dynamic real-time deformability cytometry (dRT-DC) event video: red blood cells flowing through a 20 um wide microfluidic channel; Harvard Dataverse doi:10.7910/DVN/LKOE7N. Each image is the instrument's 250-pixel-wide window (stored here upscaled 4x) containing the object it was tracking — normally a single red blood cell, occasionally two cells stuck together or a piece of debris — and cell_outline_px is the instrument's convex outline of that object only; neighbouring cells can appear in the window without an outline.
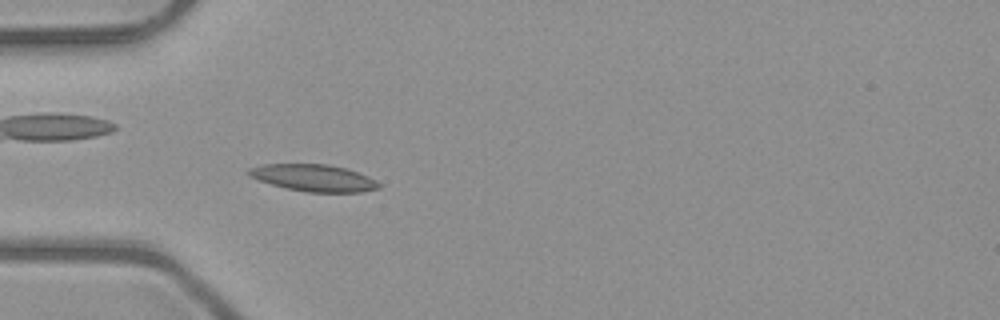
{"species": "common noctule bat (a hibernating species)", "species_latin": "Nyctalus noctula", "temperature_condition": "room temperature", "stored_images_in_passage": 52, "camera_frame_rate_fps": 3000, "um_per_image_px": 0.085, "animal": {"sex": "male", "body_mass_g": 23.1, "forearm_length_mm": 52.7}, "frame": {"image": 1, "passage_image": 16, "time_ms": 5.0, "image_size_px": [1000, 320], "cell_outline_px": [[380, 188], [360, 192], [304, 192], [272, 184], [260, 180], [244, 172], [248, 168], [260, 164], [328, 164], [344, 168], [368, 176], [376, 180], [380, 184]], "centroid_in_image_um": [26.65, 15.11], "position_along_channel_um": 58.4, "area_um2": 20.29}}
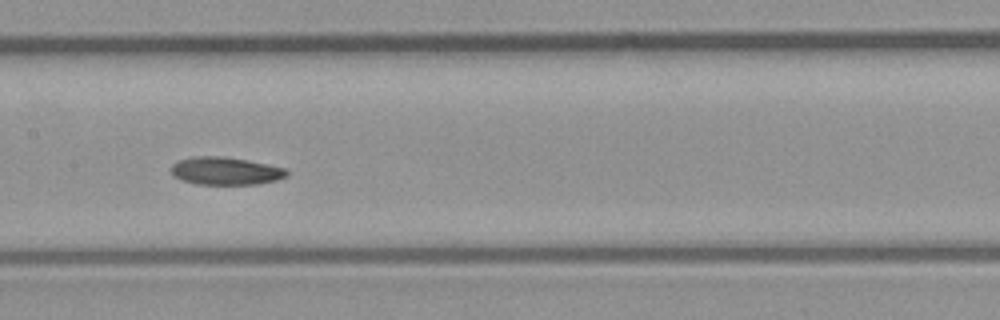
{"frame": {"image": 2, "passage_image": 26, "time_ms": 8.333, "image_size_px": [1000, 320], "cell_outline_px": [[288, 176], [276, 180], [260, 184], [196, 184], [180, 180], [172, 176], [168, 168], [176, 160], [192, 156], [224, 156], [248, 160], [268, 164], [284, 168], [288, 172]], "centroid_in_image_um": [19.1, 14.52], "position_along_channel_um": 188.3, "area_um2": 19.13}}
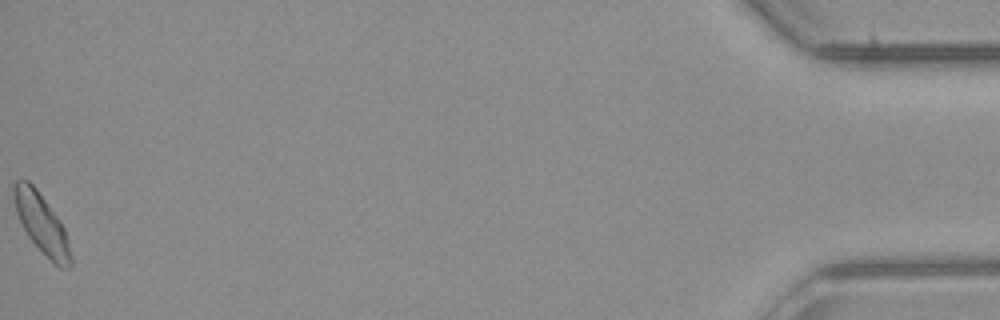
{"frame": {"image": 3, "passage_image": 52, "time_ms": 17.0, "image_size_px": [1000, 320], "cell_outline_px": [[72, 268], [60, 268], [28, 236], [16, 212], [12, 192], [12, 184], [16, 180], [28, 180], [36, 188], [56, 216], [64, 228], [68, 240], [72, 260]], "centroid_in_image_um": [3.53, 18.98], "position_along_channel_um": 431.7, "area_um2": 19.25}}